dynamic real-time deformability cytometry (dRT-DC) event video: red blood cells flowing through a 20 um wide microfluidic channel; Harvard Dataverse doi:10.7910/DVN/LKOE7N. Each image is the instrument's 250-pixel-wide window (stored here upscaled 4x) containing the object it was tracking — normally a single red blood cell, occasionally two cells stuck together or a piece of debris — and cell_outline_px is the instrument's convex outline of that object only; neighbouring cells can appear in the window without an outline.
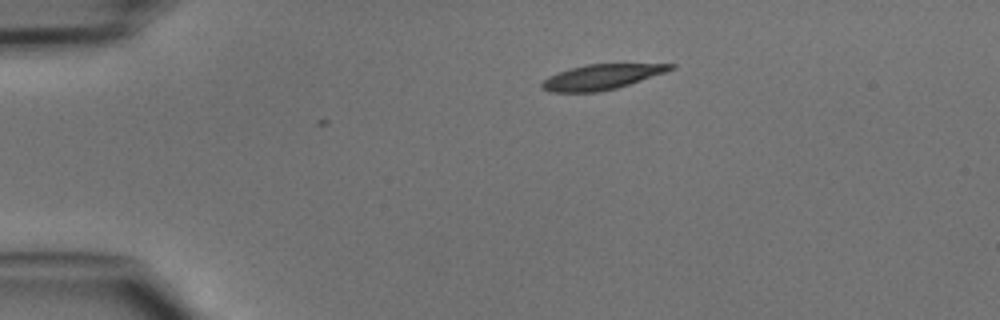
{"species": "common noctule bat (a hibernating species)", "species_latin": "Nyctalus noctula", "temperature_condition": "cold", "stored_images_in_passage": 39, "camera_frame_rate_fps": 3000, "um_per_image_px": 0.085, "animal": {"sex": "male", "body_mass_g": 15.6}, "frame": {"image": 1, "passage_image": 1, "time_ms": 0.0, "image_size_px": [1000, 320], "cell_outline_px": [[676, 68], [616, 88], [596, 92], [552, 92], [540, 88], [540, 84], [548, 76], [572, 68], [588, 64], [676, 64]], "centroid_in_image_um": [51.09, 6.54], "position_along_channel_um": 33.9, "area_um2": 18.44}}
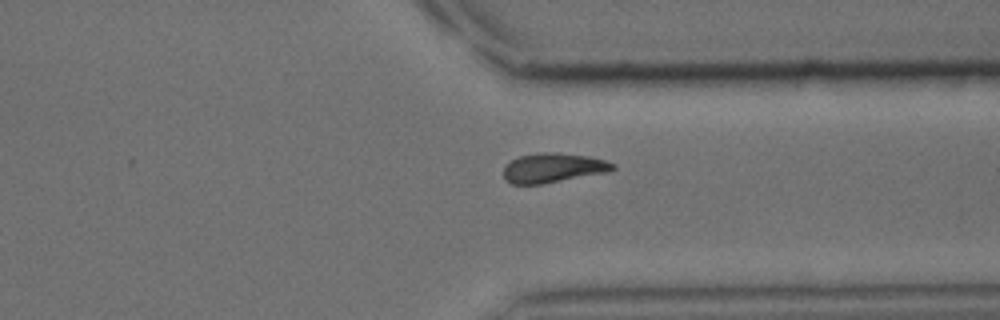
{"frame": {"image": 2, "passage_image": 28, "time_ms": 9.0, "image_size_px": [1000, 320], "cell_outline_px": [[616, 168], [608, 172], [540, 184], [512, 184], [504, 180], [504, 164], [520, 156], [536, 152], [556, 152], [588, 156], [604, 160], [616, 164]], "centroid_in_image_um": [46.99, 14.26], "position_along_channel_um": 364.4, "area_um2": 18.84}}
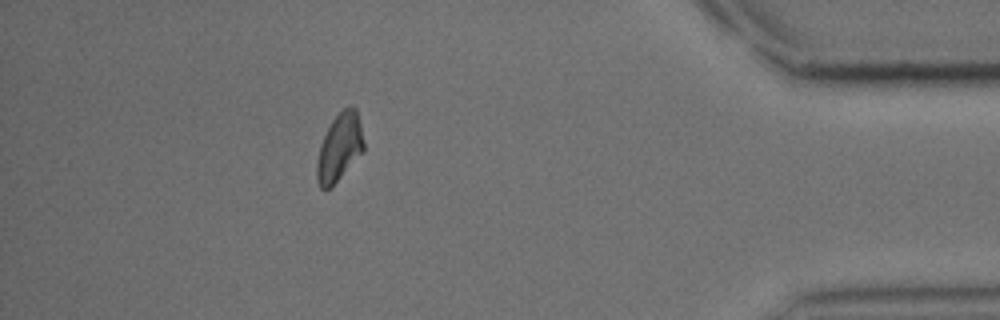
{"frame": {"image": 3, "passage_image": 34, "time_ms": 11.0, "image_size_px": [1000, 320], "cell_outline_px": [[364, 152], [328, 188], [320, 188], [316, 180], [316, 160], [320, 144], [332, 120], [344, 108], [352, 104], [356, 108], [360, 124], [364, 144]], "centroid_in_image_um": [28.85, 12.5], "position_along_channel_um": 406.4, "area_um2": 18.26}}